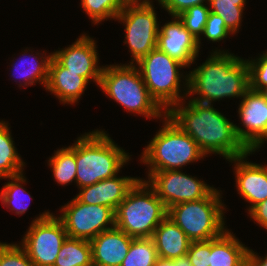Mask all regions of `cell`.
<instances>
[{
	"instance_id": "cell-34",
	"label": "cell",
	"mask_w": 267,
	"mask_h": 266,
	"mask_svg": "<svg viewBox=\"0 0 267 266\" xmlns=\"http://www.w3.org/2000/svg\"><path fill=\"white\" fill-rule=\"evenodd\" d=\"M211 253V240L191 242L187 252L192 266H209V255Z\"/></svg>"
},
{
	"instance_id": "cell-28",
	"label": "cell",
	"mask_w": 267,
	"mask_h": 266,
	"mask_svg": "<svg viewBox=\"0 0 267 266\" xmlns=\"http://www.w3.org/2000/svg\"><path fill=\"white\" fill-rule=\"evenodd\" d=\"M158 253L152 238H133L121 266H155Z\"/></svg>"
},
{
	"instance_id": "cell-36",
	"label": "cell",
	"mask_w": 267,
	"mask_h": 266,
	"mask_svg": "<svg viewBox=\"0 0 267 266\" xmlns=\"http://www.w3.org/2000/svg\"><path fill=\"white\" fill-rule=\"evenodd\" d=\"M250 218L254 220L259 227L267 230V199L255 205L249 212Z\"/></svg>"
},
{
	"instance_id": "cell-16",
	"label": "cell",
	"mask_w": 267,
	"mask_h": 266,
	"mask_svg": "<svg viewBox=\"0 0 267 266\" xmlns=\"http://www.w3.org/2000/svg\"><path fill=\"white\" fill-rule=\"evenodd\" d=\"M250 154H254L253 151L227 160L234 163L235 184L238 194L250 204L248 212L267 199V165L247 161Z\"/></svg>"
},
{
	"instance_id": "cell-1",
	"label": "cell",
	"mask_w": 267,
	"mask_h": 266,
	"mask_svg": "<svg viewBox=\"0 0 267 266\" xmlns=\"http://www.w3.org/2000/svg\"><path fill=\"white\" fill-rule=\"evenodd\" d=\"M186 102L184 100L173 105L166 114L195 140L206 156L217 154L230 160L250 152L238 138L236 124L212 104L193 100Z\"/></svg>"
},
{
	"instance_id": "cell-21",
	"label": "cell",
	"mask_w": 267,
	"mask_h": 266,
	"mask_svg": "<svg viewBox=\"0 0 267 266\" xmlns=\"http://www.w3.org/2000/svg\"><path fill=\"white\" fill-rule=\"evenodd\" d=\"M227 229L211 240L209 266H248V247Z\"/></svg>"
},
{
	"instance_id": "cell-4",
	"label": "cell",
	"mask_w": 267,
	"mask_h": 266,
	"mask_svg": "<svg viewBox=\"0 0 267 266\" xmlns=\"http://www.w3.org/2000/svg\"><path fill=\"white\" fill-rule=\"evenodd\" d=\"M99 87L129 113L147 119H162L166 115V111L150 95L138 68L133 64L103 66Z\"/></svg>"
},
{
	"instance_id": "cell-10",
	"label": "cell",
	"mask_w": 267,
	"mask_h": 266,
	"mask_svg": "<svg viewBox=\"0 0 267 266\" xmlns=\"http://www.w3.org/2000/svg\"><path fill=\"white\" fill-rule=\"evenodd\" d=\"M21 244L35 266H54L68 237L63 222L48 210L32 220Z\"/></svg>"
},
{
	"instance_id": "cell-9",
	"label": "cell",
	"mask_w": 267,
	"mask_h": 266,
	"mask_svg": "<svg viewBox=\"0 0 267 266\" xmlns=\"http://www.w3.org/2000/svg\"><path fill=\"white\" fill-rule=\"evenodd\" d=\"M152 2L128 0L115 21L123 23L125 28L124 44L131 54L130 64L137 63L157 47L159 22Z\"/></svg>"
},
{
	"instance_id": "cell-5",
	"label": "cell",
	"mask_w": 267,
	"mask_h": 266,
	"mask_svg": "<svg viewBox=\"0 0 267 266\" xmlns=\"http://www.w3.org/2000/svg\"><path fill=\"white\" fill-rule=\"evenodd\" d=\"M162 120L161 128L141 153L140 163L148 166V172L181 170L206 157L195 140L167 114Z\"/></svg>"
},
{
	"instance_id": "cell-2",
	"label": "cell",
	"mask_w": 267,
	"mask_h": 266,
	"mask_svg": "<svg viewBox=\"0 0 267 266\" xmlns=\"http://www.w3.org/2000/svg\"><path fill=\"white\" fill-rule=\"evenodd\" d=\"M188 76V97L198 95L190 100L203 104L213 105V102L232 97L241 99L249 89L246 59L228 50L215 49Z\"/></svg>"
},
{
	"instance_id": "cell-29",
	"label": "cell",
	"mask_w": 267,
	"mask_h": 266,
	"mask_svg": "<svg viewBox=\"0 0 267 266\" xmlns=\"http://www.w3.org/2000/svg\"><path fill=\"white\" fill-rule=\"evenodd\" d=\"M128 0H81L83 11L97 25L102 21L115 20Z\"/></svg>"
},
{
	"instance_id": "cell-38",
	"label": "cell",
	"mask_w": 267,
	"mask_h": 266,
	"mask_svg": "<svg viewBox=\"0 0 267 266\" xmlns=\"http://www.w3.org/2000/svg\"><path fill=\"white\" fill-rule=\"evenodd\" d=\"M155 266H175V259L170 260V259L158 258L157 262L155 263Z\"/></svg>"
},
{
	"instance_id": "cell-25",
	"label": "cell",
	"mask_w": 267,
	"mask_h": 266,
	"mask_svg": "<svg viewBox=\"0 0 267 266\" xmlns=\"http://www.w3.org/2000/svg\"><path fill=\"white\" fill-rule=\"evenodd\" d=\"M48 165L52 168L55 182L60 185H68L76 182V141L68 147H62L54 151L50 156Z\"/></svg>"
},
{
	"instance_id": "cell-35",
	"label": "cell",
	"mask_w": 267,
	"mask_h": 266,
	"mask_svg": "<svg viewBox=\"0 0 267 266\" xmlns=\"http://www.w3.org/2000/svg\"><path fill=\"white\" fill-rule=\"evenodd\" d=\"M205 3H209V0H161L159 2L161 8L165 9L171 17L180 15L192 6Z\"/></svg>"
},
{
	"instance_id": "cell-37",
	"label": "cell",
	"mask_w": 267,
	"mask_h": 266,
	"mask_svg": "<svg viewBox=\"0 0 267 266\" xmlns=\"http://www.w3.org/2000/svg\"><path fill=\"white\" fill-rule=\"evenodd\" d=\"M267 254V253H266ZM248 266H267V255L261 257L252 249L248 250Z\"/></svg>"
},
{
	"instance_id": "cell-18",
	"label": "cell",
	"mask_w": 267,
	"mask_h": 266,
	"mask_svg": "<svg viewBox=\"0 0 267 266\" xmlns=\"http://www.w3.org/2000/svg\"><path fill=\"white\" fill-rule=\"evenodd\" d=\"M132 240L117 227L101 232L90 241L93 266H121Z\"/></svg>"
},
{
	"instance_id": "cell-41",
	"label": "cell",
	"mask_w": 267,
	"mask_h": 266,
	"mask_svg": "<svg viewBox=\"0 0 267 266\" xmlns=\"http://www.w3.org/2000/svg\"><path fill=\"white\" fill-rule=\"evenodd\" d=\"M136 1H139V2H152V0H136ZM158 3L161 1V0H157Z\"/></svg>"
},
{
	"instance_id": "cell-24",
	"label": "cell",
	"mask_w": 267,
	"mask_h": 266,
	"mask_svg": "<svg viewBox=\"0 0 267 266\" xmlns=\"http://www.w3.org/2000/svg\"><path fill=\"white\" fill-rule=\"evenodd\" d=\"M8 179L0 192L1 203L6 209L14 211L16 215L25 214L29 204L27 202L32 199L31 195L23 187L26 184V178L23 173L15 176L4 177ZM28 200V201H27ZM30 203V202H29Z\"/></svg>"
},
{
	"instance_id": "cell-26",
	"label": "cell",
	"mask_w": 267,
	"mask_h": 266,
	"mask_svg": "<svg viewBox=\"0 0 267 266\" xmlns=\"http://www.w3.org/2000/svg\"><path fill=\"white\" fill-rule=\"evenodd\" d=\"M54 266H93L90 241L67 237Z\"/></svg>"
},
{
	"instance_id": "cell-6",
	"label": "cell",
	"mask_w": 267,
	"mask_h": 266,
	"mask_svg": "<svg viewBox=\"0 0 267 266\" xmlns=\"http://www.w3.org/2000/svg\"><path fill=\"white\" fill-rule=\"evenodd\" d=\"M167 214L155 190L140 178L116 209L115 227L132 238H150Z\"/></svg>"
},
{
	"instance_id": "cell-30",
	"label": "cell",
	"mask_w": 267,
	"mask_h": 266,
	"mask_svg": "<svg viewBox=\"0 0 267 266\" xmlns=\"http://www.w3.org/2000/svg\"><path fill=\"white\" fill-rule=\"evenodd\" d=\"M210 13L209 4L195 5L178 15L184 27L197 39L200 49L201 37L203 34L208 15Z\"/></svg>"
},
{
	"instance_id": "cell-27",
	"label": "cell",
	"mask_w": 267,
	"mask_h": 266,
	"mask_svg": "<svg viewBox=\"0 0 267 266\" xmlns=\"http://www.w3.org/2000/svg\"><path fill=\"white\" fill-rule=\"evenodd\" d=\"M246 0H209L210 12L220 16L233 33L239 32Z\"/></svg>"
},
{
	"instance_id": "cell-39",
	"label": "cell",
	"mask_w": 267,
	"mask_h": 266,
	"mask_svg": "<svg viewBox=\"0 0 267 266\" xmlns=\"http://www.w3.org/2000/svg\"><path fill=\"white\" fill-rule=\"evenodd\" d=\"M175 266H192L187 256L175 259Z\"/></svg>"
},
{
	"instance_id": "cell-8",
	"label": "cell",
	"mask_w": 267,
	"mask_h": 266,
	"mask_svg": "<svg viewBox=\"0 0 267 266\" xmlns=\"http://www.w3.org/2000/svg\"><path fill=\"white\" fill-rule=\"evenodd\" d=\"M221 194L222 191L215 188L203 199L182 202L170 207L167 216L191 242L215 239L228 229L224 221L226 205L222 202Z\"/></svg>"
},
{
	"instance_id": "cell-31",
	"label": "cell",
	"mask_w": 267,
	"mask_h": 266,
	"mask_svg": "<svg viewBox=\"0 0 267 266\" xmlns=\"http://www.w3.org/2000/svg\"><path fill=\"white\" fill-rule=\"evenodd\" d=\"M249 68V88L261 92L267 88V51L256 59L246 60Z\"/></svg>"
},
{
	"instance_id": "cell-20",
	"label": "cell",
	"mask_w": 267,
	"mask_h": 266,
	"mask_svg": "<svg viewBox=\"0 0 267 266\" xmlns=\"http://www.w3.org/2000/svg\"><path fill=\"white\" fill-rule=\"evenodd\" d=\"M152 240L158 257L174 260L187 256L191 241L177 224L167 216L155 229Z\"/></svg>"
},
{
	"instance_id": "cell-7",
	"label": "cell",
	"mask_w": 267,
	"mask_h": 266,
	"mask_svg": "<svg viewBox=\"0 0 267 266\" xmlns=\"http://www.w3.org/2000/svg\"><path fill=\"white\" fill-rule=\"evenodd\" d=\"M134 65L138 68L150 95L166 112L173 105L188 100L189 76L180 71L186 66L179 61L156 47ZM181 90L184 91L183 94L180 93Z\"/></svg>"
},
{
	"instance_id": "cell-40",
	"label": "cell",
	"mask_w": 267,
	"mask_h": 266,
	"mask_svg": "<svg viewBox=\"0 0 267 266\" xmlns=\"http://www.w3.org/2000/svg\"><path fill=\"white\" fill-rule=\"evenodd\" d=\"M261 93L264 95V97L266 98V101H267V88L262 90Z\"/></svg>"
},
{
	"instance_id": "cell-13",
	"label": "cell",
	"mask_w": 267,
	"mask_h": 266,
	"mask_svg": "<svg viewBox=\"0 0 267 266\" xmlns=\"http://www.w3.org/2000/svg\"><path fill=\"white\" fill-rule=\"evenodd\" d=\"M241 99L237 112L244 129L235 125V131L243 145L255 153L267 143V101L261 92L250 88Z\"/></svg>"
},
{
	"instance_id": "cell-32",
	"label": "cell",
	"mask_w": 267,
	"mask_h": 266,
	"mask_svg": "<svg viewBox=\"0 0 267 266\" xmlns=\"http://www.w3.org/2000/svg\"><path fill=\"white\" fill-rule=\"evenodd\" d=\"M0 266H35L25 250L16 243L0 242Z\"/></svg>"
},
{
	"instance_id": "cell-23",
	"label": "cell",
	"mask_w": 267,
	"mask_h": 266,
	"mask_svg": "<svg viewBox=\"0 0 267 266\" xmlns=\"http://www.w3.org/2000/svg\"><path fill=\"white\" fill-rule=\"evenodd\" d=\"M0 121V179L24 173L25 162L13 141L9 123Z\"/></svg>"
},
{
	"instance_id": "cell-22",
	"label": "cell",
	"mask_w": 267,
	"mask_h": 266,
	"mask_svg": "<svg viewBox=\"0 0 267 266\" xmlns=\"http://www.w3.org/2000/svg\"><path fill=\"white\" fill-rule=\"evenodd\" d=\"M28 51L31 50L25 49L24 51H22V57L19 58L20 60H17V63L14 59L12 60V69L15 70L16 73H18L16 77L18 78L17 80L20 81L18 82L19 87L23 86L25 88L27 86L34 85V83L37 84V82L46 87V84L48 82L49 63L52 58V52L49 53V55H46V51H43V53L35 52V55L33 54V51H31V55H27V53H29ZM11 74L12 77H15L13 73Z\"/></svg>"
},
{
	"instance_id": "cell-14",
	"label": "cell",
	"mask_w": 267,
	"mask_h": 266,
	"mask_svg": "<svg viewBox=\"0 0 267 266\" xmlns=\"http://www.w3.org/2000/svg\"><path fill=\"white\" fill-rule=\"evenodd\" d=\"M96 41L87 34H82L68 47L56 50L52 56L65 68L79 73L88 82L93 81L99 86L101 72Z\"/></svg>"
},
{
	"instance_id": "cell-3",
	"label": "cell",
	"mask_w": 267,
	"mask_h": 266,
	"mask_svg": "<svg viewBox=\"0 0 267 266\" xmlns=\"http://www.w3.org/2000/svg\"><path fill=\"white\" fill-rule=\"evenodd\" d=\"M130 156L104 130L82 134L76 141V186L81 189L116 176Z\"/></svg>"
},
{
	"instance_id": "cell-33",
	"label": "cell",
	"mask_w": 267,
	"mask_h": 266,
	"mask_svg": "<svg viewBox=\"0 0 267 266\" xmlns=\"http://www.w3.org/2000/svg\"><path fill=\"white\" fill-rule=\"evenodd\" d=\"M204 37L212 42H220L233 33L226 27L224 20L217 14L210 12L203 30Z\"/></svg>"
},
{
	"instance_id": "cell-19",
	"label": "cell",
	"mask_w": 267,
	"mask_h": 266,
	"mask_svg": "<svg viewBox=\"0 0 267 266\" xmlns=\"http://www.w3.org/2000/svg\"><path fill=\"white\" fill-rule=\"evenodd\" d=\"M89 83L79 73H74L63 67L52 56L49 63L48 82L45 90L54 94L60 103L64 105L77 103Z\"/></svg>"
},
{
	"instance_id": "cell-17",
	"label": "cell",
	"mask_w": 267,
	"mask_h": 266,
	"mask_svg": "<svg viewBox=\"0 0 267 266\" xmlns=\"http://www.w3.org/2000/svg\"><path fill=\"white\" fill-rule=\"evenodd\" d=\"M139 179L140 177H120L117 174L112 178L81 188L75 197L84 204L103 205L116 211L128 191Z\"/></svg>"
},
{
	"instance_id": "cell-12",
	"label": "cell",
	"mask_w": 267,
	"mask_h": 266,
	"mask_svg": "<svg viewBox=\"0 0 267 266\" xmlns=\"http://www.w3.org/2000/svg\"><path fill=\"white\" fill-rule=\"evenodd\" d=\"M181 171L146 172L148 173L146 182L155 190L167 210L182 202L203 199L215 189L206 184L205 181Z\"/></svg>"
},
{
	"instance_id": "cell-15",
	"label": "cell",
	"mask_w": 267,
	"mask_h": 266,
	"mask_svg": "<svg viewBox=\"0 0 267 266\" xmlns=\"http://www.w3.org/2000/svg\"><path fill=\"white\" fill-rule=\"evenodd\" d=\"M171 18L172 21L159 26L157 48L189 68L199 55L197 39L184 27L178 16Z\"/></svg>"
},
{
	"instance_id": "cell-11",
	"label": "cell",
	"mask_w": 267,
	"mask_h": 266,
	"mask_svg": "<svg viewBox=\"0 0 267 266\" xmlns=\"http://www.w3.org/2000/svg\"><path fill=\"white\" fill-rule=\"evenodd\" d=\"M61 207L58 218L68 237L91 241L101 232L115 227V211L110 207L84 204L76 197Z\"/></svg>"
}]
</instances>
